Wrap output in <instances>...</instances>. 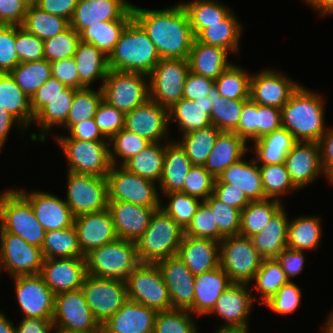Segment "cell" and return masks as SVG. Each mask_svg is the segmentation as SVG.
<instances>
[{"instance_id": "obj_13", "label": "cell", "mask_w": 333, "mask_h": 333, "mask_svg": "<svg viewBox=\"0 0 333 333\" xmlns=\"http://www.w3.org/2000/svg\"><path fill=\"white\" fill-rule=\"evenodd\" d=\"M189 71L188 59H161L149 75L150 99L170 110L183 98Z\"/></svg>"}, {"instance_id": "obj_14", "label": "cell", "mask_w": 333, "mask_h": 333, "mask_svg": "<svg viewBox=\"0 0 333 333\" xmlns=\"http://www.w3.org/2000/svg\"><path fill=\"white\" fill-rule=\"evenodd\" d=\"M67 199L74 217L108 208L106 177L67 171Z\"/></svg>"}, {"instance_id": "obj_20", "label": "cell", "mask_w": 333, "mask_h": 333, "mask_svg": "<svg viewBox=\"0 0 333 333\" xmlns=\"http://www.w3.org/2000/svg\"><path fill=\"white\" fill-rule=\"evenodd\" d=\"M168 289L171 309L188 310L194 300L195 276L178 257L170 256L156 263Z\"/></svg>"}, {"instance_id": "obj_55", "label": "cell", "mask_w": 333, "mask_h": 333, "mask_svg": "<svg viewBox=\"0 0 333 333\" xmlns=\"http://www.w3.org/2000/svg\"><path fill=\"white\" fill-rule=\"evenodd\" d=\"M264 195L268 199L280 202L283 194L297 189L292 184L284 163L276 165H259Z\"/></svg>"}, {"instance_id": "obj_18", "label": "cell", "mask_w": 333, "mask_h": 333, "mask_svg": "<svg viewBox=\"0 0 333 333\" xmlns=\"http://www.w3.org/2000/svg\"><path fill=\"white\" fill-rule=\"evenodd\" d=\"M169 124L168 110L148 99L125 114L124 128L150 143H158L168 139Z\"/></svg>"}, {"instance_id": "obj_27", "label": "cell", "mask_w": 333, "mask_h": 333, "mask_svg": "<svg viewBox=\"0 0 333 333\" xmlns=\"http://www.w3.org/2000/svg\"><path fill=\"white\" fill-rule=\"evenodd\" d=\"M132 5L127 0H78L70 26L80 34L94 23L120 20Z\"/></svg>"}, {"instance_id": "obj_50", "label": "cell", "mask_w": 333, "mask_h": 333, "mask_svg": "<svg viewBox=\"0 0 333 333\" xmlns=\"http://www.w3.org/2000/svg\"><path fill=\"white\" fill-rule=\"evenodd\" d=\"M209 93H212L213 100L210 113L212 125L220 131L233 132L238 126L242 108L247 100L221 97L215 85Z\"/></svg>"}, {"instance_id": "obj_32", "label": "cell", "mask_w": 333, "mask_h": 333, "mask_svg": "<svg viewBox=\"0 0 333 333\" xmlns=\"http://www.w3.org/2000/svg\"><path fill=\"white\" fill-rule=\"evenodd\" d=\"M249 161V162H248ZM246 161L241 159L230 165L215 180V183H228L231 187L241 189L250 201L266 199L262 187L259 164L253 157Z\"/></svg>"}, {"instance_id": "obj_11", "label": "cell", "mask_w": 333, "mask_h": 333, "mask_svg": "<svg viewBox=\"0 0 333 333\" xmlns=\"http://www.w3.org/2000/svg\"><path fill=\"white\" fill-rule=\"evenodd\" d=\"M56 140L66 156L68 172L98 177H106L109 173L112 166L109 141Z\"/></svg>"}, {"instance_id": "obj_65", "label": "cell", "mask_w": 333, "mask_h": 333, "mask_svg": "<svg viewBox=\"0 0 333 333\" xmlns=\"http://www.w3.org/2000/svg\"><path fill=\"white\" fill-rule=\"evenodd\" d=\"M301 289L292 281L283 285L266 304L269 309L277 314H290L295 312L301 303Z\"/></svg>"}, {"instance_id": "obj_5", "label": "cell", "mask_w": 333, "mask_h": 333, "mask_svg": "<svg viewBox=\"0 0 333 333\" xmlns=\"http://www.w3.org/2000/svg\"><path fill=\"white\" fill-rule=\"evenodd\" d=\"M84 258L88 275L124 281L140 264L136 242L124 239L92 249Z\"/></svg>"}, {"instance_id": "obj_47", "label": "cell", "mask_w": 333, "mask_h": 333, "mask_svg": "<svg viewBox=\"0 0 333 333\" xmlns=\"http://www.w3.org/2000/svg\"><path fill=\"white\" fill-rule=\"evenodd\" d=\"M181 4L188 14L195 37L210 25L220 23L231 12L226 5L214 0H192Z\"/></svg>"}, {"instance_id": "obj_62", "label": "cell", "mask_w": 333, "mask_h": 333, "mask_svg": "<svg viewBox=\"0 0 333 333\" xmlns=\"http://www.w3.org/2000/svg\"><path fill=\"white\" fill-rule=\"evenodd\" d=\"M15 46L20 63L44 60V41L15 25Z\"/></svg>"}, {"instance_id": "obj_49", "label": "cell", "mask_w": 333, "mask_h": 333, "mask_svg": "<svg viewBox=\"0 0 333 333\" xmlns=\"http://www.w3.org/2000/svg\"><path fill=\"white\" fill-rule=\"evenodd\" d=\"M22 27L45 41L67 30L70 27V21L61 16L49 14L34 5L27 8Z\"/></svg>"}, {"instance_id": "obj_22", "label": "cell", "mask_w": 333, "mask_h": 333, "mask_svg": "<svg viewBox=\"0 0 333 333\" xmlns=\"http://www.w3.org/2000/svg\"><path fill=\"white\" fill-rule=\"evenodd\" d=\"M284 164L294 187L299 190L312 184L318 175L326 173L321 165L318 142L298 141L288 152Z\"/></svg>"}, {"instance_id": "obj_9", "label": "cell", "mask_w": 333, "mask_h": 333, "mask_svg": "<svg viewBox=\"0 0 333 333\" xmlns=\"http://www.w3.org/2000/svg\"><path fill=\"white\" fill-rule=\"evenodd\" d=\"M52 322L55 333H101L81 288L55 295Z\"/></svg>"}, {"instance_id": "obj_71", "label": "cell", "mask_w": 333, "mask_h": 333, "mask_svg": "<svg viewBox=\"0 0 333 333\" xmlns=\"http://www.w3.org/2000/svg\"><path fill=\"white\" fill-rule=\"evenodd\" d=\"M214 85V80L189 71L184 84L183 98L193 101L202 99L208 96Z\"/></svg>"}, {"instance_id": "obj_61", "label": "cell", "mask_w": 333, "mask_h": 333, "mask_svg": "<svg viewBox=\"0 0 333 333\" xmlns=\"http://www.w3.org/2000/svg\"><path fill=\"white\" fill-rule=\"evenodd\" d=\"M184 235L216 242H221L224 239L218 231L210 207L204 201L201 202L190 224L184 230Z\"/></svg>"}, {"instance_id": "obj_29", "label": "cell", "mask_w": 333, "mask_h": 333, "mask_svg": "<svg viewBox=\"0 0 333 333\" xmlns=\"http://www.w3.org/2000/svg\"><path fill=\"white\" fill-rule=\"evenodd\" d=\"M177 255L196 276L220 266V242L184 235Z\"/></svg>"}, {"instance_id": "obj_1", "label": "cell", "mask_w": 333, "mask_h": 333, "mask_svg": "<svg viewBox=\"0 0 333 333\" xmlns=\"http://www.w3.org/2000/svg\"><path fill=\"white\" fill-rule=\"evenodd\" d=\"M132 14L155 45L161 59H188L195 36L182 4L160 10L132 5Z\"/></svg>"}, {"instance_id": "obj_72", "label": "cell", "mask_w": 333, "mask_h": 333, "mask_svg": "<svg viewBox=\"0 0 333 333\" xmlns=\"http://www.w3.org/2000/svg\"><path fill=\"white\" fill-rule=\"evenodd\" d=\"M213 195L223 203L242 211L251 201L241 189L231 187L228 183H215Z\"/></svg>"}, {"instance_id": "obj_79", "label": "cell", "mask_w": 333, "mask_h": 333, "mask_svg": "<svg viewBox=\"0 0 333 333\" xmlns=\"http://www.w3.org/2000/svg\"><path fill=\"white\" fill-rule=\"evenodd\" d=\"M16 124V125H15ZM18 126V128L24 131L25 129L20 123L12 117L4 108H0V151L8 139L9 132L12 126Z\"/></svg>"}, {"instance_id": "obj_48", "label": "cell", "mask_w": 333, "mask_h": 333, "mask_svg": "<svg viewBox=\"0 0 333 333\" xmlns=\"http://www.w3.org/2000/svg\"><path fill=\"white\" fill-rule=\"evenodd\" d=\"M220 132L211 125L182 135V140L176 142L185 151L193 166H204Z\"/></svg>"}, {"instance_id": "obj_8", "label": "cell", "mask_w": 333, "mask_h": 333, "mask_svg": "<svg viewBox=\"0 0 333 333\" xmlns=\"http://www.w3.org/2000/svg\"><path fill=\"white\" fill-rule=\"evenodd\" d=\"M108 202H128L139 206L161 207L155 182L128 171L122 165L111 166L106 175Z\"/></svg>"}, {"instance_id": "obj_2", "label": "cell", "mask_w": 333, "mask_h": 333, "mask_svg": "<svg viewBox=\"0 0 333 333\" xmlns=\"http://www.w3.org/2000/svg\"><path fill=\"white\" fill-rule=\"evenodd\" d=\"M323 103L322 96L300 85L281 108L282 128L297 141L319 142L327 131Z\"/></svg>"}, {"instance_id": "obj_36", "label": "cell", "mask_w": 333, "mask_h": 333, "mask_svg": "<svg viewBox=\"0 0 333 333\" xmlns=\"http://www.w3.org/2000/svg\"><path fill=\"white\" fill-rule=\"evenodd\" d=\"M193 164L177 142L166 143L159 188L163 194L183 190L184 180Z\"/></svg>"}, {"instance_id": "obj_54", "label": "cell", "mask_w": 333, "mask_h": 333, "mask_svg": "<svg viewBox=\"0 0 333 333\" xmlns=\"http://www.w3.org/2000/svg\"><path fill=\"white\" fill-rule=\"evenodd\" d=\"M102 99L101 87L97 91L91 87L78 89L73 97L70 112L63 127L69 130L74 124L94 118Z\"/></svg>"}, {"instance_id": "obj_44", "label": "cell", "mask_w": 333, "mask_h": 333, "mask_svg": "<svg viewBox=\"0 0 333 333\" xmlns=\"http://www.w3.org/2000/svg\"><path fill=\"white\" fill-rule=\"evenodd\" d=\"M44 259L84 258L73 226L46 231L41 246Z\"/></svg>"}, {"instance_id": "obj_42", "label": "cell", "mask_w": 333, "mask_h": 333, "mask_svg": "<svg viewBox=\"0 0 333 333\" xmlns=\"http://www.w3.org/2000/svg\"><path fill=\"white\" fill-rule=\"evenodd\" d=\"M132 19L131 8L120 20L94 23L80 33L81 41L93 44L109 56L119 41L121 33Z\"/></svg>"}, {"instance_id": "obj_7", "label": "cell", "mask_w": 333, "mask_h": 333, "mask_svg": "<svg viewBox=\"0 0 333 333\" xmlns=\"http://www.w3.org/2000/svg\"><path fill=\"white\" fill-rule=\"evenodd\" d=\"M100 87L103 100L124 114L150 99L149 76L142 73L109 69Z\"/></svg>"}, {"instance_id": "obj_80", "label": "cell", "mask_w": 333, "mask_h": 333, "mask_svg": "<svg viewBox=\"0 0 333 333\" xmlns=\"http://www.w3.org/2000/svg\"><path fill=\"white\" fill-rule=\"evenodd\" d=\"M314 10L323 15H333V0H305Z\"/></svg>"}, {"instance_id": "obj_69", "label": "cell", "mask_w": 333, "mask_h": 333, "mask_svg": "<svg viewBox=\"0 0 333 333\" xmlns=\"http://www.w3.org/2000/svg\"><path fill=\"white\" fill-rule=\"evenodd\" d=\"M52 77L57 78L67 87L86 88L79 80L77 66L73 57L51 62Z\"/></svg>"}, {"instance_id": "obj_26", "label": "cell", "mask_w": 333, "mask_h": 333, "mask_svg": "<svg viewBox=\"0 0 333 333\" xmlns=\"http://www.w3.org/2000/svg\"><path fill=\"white\" fill-rule=\"evenodd\" d=\"M118 239L137 242L160 207L139 206L128 202H108Z\"/></svg>"}, {"instance_id": "obj_19", "label": "cell", "mask_w": 333, "mask_h": 333, "mask_svg": "<svg viewBox=\"0 0 333 333\" xmlns=\"http://www.w3.org/2000/svg\"><path fill=\"white\" fill-rule=\"evenodd\" d=\"M288 76L265 69L251 76L250 99L256 104L281 109L300 86Z\"/></svg>"}, {"instance_id": "obj_74", "label": "cell", "mask_w": 333, "mask_h": 333, "mask_svg": "<svg viewBox=\"0 0 333 333\" xmlns=\"http://www.w3.org/2000/svg\"><path fill=\"white\" fill-rule=\"evenodd\" d=\"M68 136H55L56 139H79L83 141H109L100 132L95 119L91 118L78 124H74L69 130Z\"/></svg>"}, {"instance_id": "obj_46", "label": "cell", "mask_w": 333, "mask_h": 333, "mask_svg": "<svg viewBox=\"0 0 333 333\" xmlns=\"http://www.w3.org/2000/svg\"><path fill=\"white\" fill-rule=\"evenodd\" d=\"M282 206V202L275 199L251 201L241 211L239 235L250 238L261 232Z\"/></svg>"}, {"instance_id": "obj_41", "label": "cell", "mask_w": 333, "mask_h": 333, "mask_svg": "<svg viewBox=\"0 0 333 333\" xmlns=\"http://www.w3.org/2000/svg\"><path fill=\"white\" fill-rule=\"evenodd\" d=\"M232 11L220 22L203 29L195 39L198 42L224 48L234 54L239 53L242 24L236 20Z\"/></svg>"}, {"instance_id": "obj_15", "label": "cell", "mask_w": 333, "mask_h": 333, "mask_svg": "<svg viewBox=\"0 0 333 333\" xmlns=\"http://www.w3.org/2000/svg\"><path fill=\"white\" fill-rule=\"evenodd\" d=\"M81 289L94 318L102 325L128 300L126 282L88 275Z\"/></svg>"}, {"instance_id": "obj_58", "label": "cell", "mask_w": 333, "mask_h": 333, "mask_svg": "<svg viewBox=\"0 0 333 333\" xmlns=\"http://www.w3.org/2000/svg\"><path fill=\"white\" fill-rule=\"evenodd\" d=\"M192 317L188 310L183 309L159 311L153 333H199Z\"/></svg>"}, {"instance_id": "obj_59", "label": "cell", "mask_w": 333, "mask_h": 333, "mask_svg": "<svg viewBox=\"0 0 333 333\" xmlns=\"http://www.w3.org/2000/svg\"><path fill=\"white\" fill-rule=\"evenodd\" d=\"M204 202L210 207L218 231L224 238L239 235L241 222V211L239 209L223 203L213 194Z\"/></svg>"}, {"instance_id": "obj_12", "label": "cell", "mask_w": 333, "mask_h": 333, "mask_svg": "<svg viewBox=\"0 0 333 333\" xmlns=\"http://www.w3.org/2000/svg\"><path fill=\"white\" fill-rule=\"evenodd\" d=\"M125 282L129 300L157 312L171 309L168 289L157 264L140 263Z\"/></svg>"}, {"instance_id": "obj_78", "label": "cell", "mask_w": 333, "mask_h": 333, "mask_svg": "<svg viewBox=\"0 0 333 333\" xmlns=\"http://www.w3.org/2000/svg\"><path fill=\"white\" fill-rule=\"evenodd\" d=\"M18 324L15 327V333H50L52 330L54 331L52 319L23 318Z\"/></svg>"}, {"instance_id": "obj_33", "label": "cell", "mask_w": 333, "mask_h": 333, "mask_svg": "<svg viewBox=\"0 0 333 333\" xmlns=\"http://www.w3.org/2000/svg\"><path fill=\"white\" fill-rule=\"evenodd\" d=\"M248 151L247 142L235 132L221 131L204 168L215 178L230 165L240 161Z\"/></svg>"}, {"instance_id": "obj_68", "label": "cell", "mask_w": 333, "mask_h": 333, "mask_svg": "<svg viewBox=\"0 0 333 333\" xmlns=\"http://www.w3.org/2000/svg\"><path fill=\"white\" fill-rule=\"evenodd\" d=\"M67 86L57 78L50 77L30 98V106L35 116L51 99L63 95Z\"/></svg>"}, {"instance_id": "obj_3", "label": "cell", "mask_w": 333, "mask_h": 333, "mask_svg": "<svg viewBox=\"0 0 333 333\" xmlns=\"http://www.w3.org/2000/svg\"><path fill=\"white\" fill-rule=\"evenodd\" d=\"M161 60L143 28L132 19L108 56V67L121 72L150 75Z\"/></svg>"}, {"instance_id": "obj_63", "label": "cell", "mask_w": 333, "mask_h": 333, "mask_svg": "<svg viewBox=\"0 0 333 333\" xmlns=\"http://www.w3.org/2000/svg\"><path fill=\"white\" fill-rule=\"evenodd\" d=\"M215 180L204 166H192L185 177L181 192L204 201L213 194Z\"/></svg>"}, {"instance_id": "obj_6", "label": "cell", "mask_w": 333, "mask_h": 333, "mask_svg": "<svg viewBox=\"0 0 333 333\" xmlns=\"http://www.w3.org/2000/svg\"><path fill=\"white\" fill-rule=\"evenodd\" d=\"M0 227L39 248L44 242L46 231L31 204L16 189H8L0 195Z\"/></svg>"}, {"instance_id": "obj_37", "label": "cell", "mask_w": 333, "mask_h": 333, "mask_svg": "<svg viewBox=\"0 0 333 333\" xmlns=\"http://www.w3.org/2000/svg\"><path fill=\"white\" fill-rule=\"evenodd\" d=\"M78 89L73 87H67L63 91V95L57 96L50 100V102L44 106L35 116L33 123L36 122L41 128V132L31 133V141L44 142L46 139V133L53 129L52 127L56 124V127L63 126L68 118L73 97Z\"/></svg>"}, {"instance_id": "obj_34", "label": "cell", "mask_w": 333, "mask_h": 333, "mask_svg": "<svg viewBox=\"0 0 333 333\" xmlns=\"http://www.w3.org/2000/svg\"><path fill=\"white\" fill-rule=\"evenodd\" d=\"M229 53L224 48L194 39L188 56L189 70L215 81L232 64L227 58Z\"/></svg>"}, {"instance_id": "obj_73", "label": "cell", "mask_w": 333, "mask_h": 333, "mask_svg": "<svg viewBox=\"0 0 333 333\" xmlns=\"http://www.w3.org/2000/svg\"><path fill=\"white\" fill-rule=\"evenodd\" d=\"M27 8L20 0H0V25L22 26Z\"/></svg>"}, {"instance_id": "obj_25", "label": "cell", "mask_w": 333, "mask_h": 333, "mask_svg": "<svg viewBox=\"0 0 333 333\" xmlns=\"http://www.w3.org/2000/svg\"><path fill=\"white\" fill-rule=\"evenodd\" d=\"M39 275L55 295L80 289L87 276L85 258L44 259Z\"/></svg>"}, {"instance_id": "obj_4", "label": "cell", "mask_w": 333, "mask_h": 333, "mask_svg": "<svg viewBox=\"0 0 333 333\" xmlns=\"http://www.w3.org/2000/svg\"><path fill=\"white\" fill-rule=\"evenodd\" d=\"M184 230L162 209L156 210L151 221L136 242L140 263H152L177 255Z\"/></svg>"}, {"instance_id": "obj_67", "label": "cell", "mask_w": 333, "mask_h": 333, "mask_svg": "<svg viewBox=\"0 0 333 333\" xmlns=\"http://www.w3.org/2000/svg\"><path fill=\"white\" fill-rule=\"evenodd\" d=\"M258 104L248 99L242 108L237 128L233 131L246 142L257 140Z\"/></svg>"}, {"instance_id": "obj_39", "label": "cell", "mask_w": 333, "mask_h": 333, "mask_svg": "<svg viewBox=\"0 0 333 333\" xmlns=\"http://www.w3.org/2000/svg\"><path fill=\"white\" fill-rule=\"evenodd\" d=\"M80 82L86 87L96 80L102 84L108 74V56L98 50L93 44L80 41L73 56Z\"/></svg>"}, {"instance_id": "obj_28", "label": "cell", "mask_w": 333, "mask_h": 333, "mask_svg": "<svg viewBox=\"0 0 333 333\" xmlns=\"http://www.w3.org/2000/svg\"><path fill=\"white\" fill-rule=\"evenodd\" d=\"M157 311L127 300L101 325V333H153Z\"/></svg>"}, {"instance_id": "obj_66", "label": "cell", "mask_w": 333, "mask_h": 333, "mask_svg": "<svg viewBox=\"0 0 333 333\" xmlns=\"http://www.w3.org/2000/svg\"><path fill=\"white\" fill-rule=\"evenodd\" d=\"M19 63L15 25H0V73H10Z\"/></svg>"}, {"instance_id": "obj_16", "label": "cell", "mask_w": 333, "mask_h": 333, "mask_svg": "<svg viewBox=\"0 0 333 333\" xmlns=\"http://www.w3.org/2000/svg\"><path fill=\"white\" fill-rule=\"evenodd\" d=\"M0 241V273L4 269L11 278L40 273L44 261L41 248L28 244L18 235L5 232L1 227Z\"/></svg>"}, {"instance_id": "obj_24", "label": "cell", "mask_w": 333, "mask_h": 333, "mask_svg": "<svg viewBox=\"0 0 333 333\" xmlns=\"http://www.w3.org/2000/svg\"><path fill=\"white\" fill-rule=\"evenodd\" d=\"M79 247L85 255L90 250L118 239L109 209L74 217Z\"/></svg>"}, {"instance_id": "obj_53", "label": "cell", "mask_w": 333, "mask_h": 333, "mask_svg": "<svg viewBox=\"0 0 333 333\" xmlns=\"http://www.w3.org/2000/svg\"><path fill=\"white\" fill-rule=\"evenodd\" d=\"M251 76L252 74H248L245 69L232 63L214 82L221 97L248 100Z\"/></svg>"}, {"instance_id": "obj_17", "label": "cell", "mask_w": 333, "mask_h": 333, "mask_svg": "<svg viewBox=\"0 0 333 333\" xmlns=\"http://www.w3.org/2000/svg\"><path fill=\"white\" fill-rule=\"evenodd\" d=\"M13 280L23 318H53L55 294L39 274L16 276Z\"/></svg>"}, {"instance_id": "obj_45", "label": "cell", "mask_w": 333, "mask_h": 333, "mask_svg": "<svg viewBox=\"0 0 333 333\" xmlns=\"http://www.w3.org/2000/svg\"><path fill=\"white\" fill-rule=\"evenodd\" d=\"M165 150V142L150 143L144 150L132 156L122 166L142 178L159 183L163 171Z\"/></svg>"}, {"instance_id": "obj_64", "label": "cell", "mask_w": 333, "mask_h": 333, "mask_svg": "<svg viewBox=\"0 0 333 333\" xmlns=\"http://www.w3.org/2000/svg\"><path fill=\"white\" fill-rule=\"evenodd\" d=\"M94 119L103 136L110 140L124 128L125 114L102 99Z\"/></svg>"}, {"instance_id": "obj_31", "label": "cell", "mask_w": 333, "mask_h": 333, "mask_svg": "<svg viewBox=\"0 0 333 333\" xmlns=\"http://www.w3.org/2000/svg\"><path fill=\"white\" fill-rule=\"evenodd\" d=\"M212 103V93L194 101L182 98L168 110L169 122L178 123L182 135L207 128L212 125L210 119Z\"/></svg>"}, {"instance_id": "obj_30", "label": "cell", "mask_w": 333, "mask_h": 333, "mask_svg": "<svg viewBox=\"0 0 333 333\" xmlns=\"http://www.w3.org/2000/svg\"><path fill=\"white\" fill-rule=\"evenodd\" d=\"M232 284L233 282L220 266L214 270L196 275L193 305L188 311L196 316L208 314L221 294Z\"/></svg>"}, {"instance_id": "obj_60", "label": "cell", "mask_w": 333, "mask_h": 333, "mask_svg": "<svg viewBox=\"0 0 333 333\" xmlns=\"http://www.w3.org/2000/svg\"><path fill=\"white\" fill-rule=\"evenodd\" d=\"M80 41V34L70 26L64 32L44 41V58L49 63L71 58Z\"/></svg>"}, {"instance_id": "obj_57", "label": "cell", "mask_w": 333, "mask_h": 333, "mask_svg": "<svg viewBox=\"0 0 333 333\" xmlns=\"http://www.w3.org/2000/svg\"><path fill=\"white\" fill-rule=\"evenodd\" d=\"M162 195L169 198V203L166 204L167 206L161 204L160 209L185 230L190 224L192 217L196 214L202 200L181 191L165 193Z\"/></svg>"}, {"instance_id": "obj_35", "label": "cell", "mask_w": 333, "mask_h": 333, "mask_svg": "<svg viewBox=\"0 0 333 333\" xmlns=\"http://www.w3.org/2000/svg\"><path fill=\"white\" fill-rule=\"evenodd\" d=\"M285 207H281L270 219L268 225L251 238L253 246L263 259L276 258L287 248L289 218Z\"/></svg>"}, {"instance_id": "obj_40", "label": "cell", "mask_w": 333, "mask_h": 333, "mask_svg": "<svg viewBox=\"0 0 333 333\" xmlns=\"http://www.w3.org/2000/svg\"><path fill=\"white\" fill-rule=\"evenodd\" d=\"M297 142L290 132L280 128L254 141L252 150L256 153L258 164L276 165L284 163L288 152Z\"/></svg>"}, {"instance_id": "obj_52", "label": "cell", "mask_w": 333, "mask_h": 333, "mask_svg": "<svg viewBox=\"0 0 333 333\" xmlns=\"http://www.w3.org/2000/svg\"><path fill=\"white\" fill-rule=\"evenodd\" d=\"M253 280L256 284L253 288L257 290V295L261 296L262 301L259 302L261 305H264L283 285L289 282L276 258L262 259Z\"/></svg>"}, {"instance_id": "obj_51", "label": "cell", "mask_w": 333, "mask_h": 333, "mask_svg": "<svg viewBox=\"0 0 333 333\" xmlns=\"http://www.w3.org/2000/svg\"><path fill=\"white\" fill-rule=\"evenodd\" d=\"M10 75L17 86L29 97L52 76L51 64L46 60L19 63Z\"/></svg>"}, {"instance_id": "obj_77", "label": "cell", "mask_w": 333, "mask_h": 333, "mask_svg": "<svg viewBox=\"0 0 333 333\" xmlns=\"http://www.w3.org/2000/svg\"><path fill=\"white\" fill-rule=\"evenodd\" d=\"M78 0H37L36 6L43 11L70 21Z\"/></svg>"}, {"instance_id": "obj_10", "label": "cell", "mask_w": 333, "mask_h": 333, "mask_svg": "<svg viewBox=\"0 0 333 333\" xmlns=\"http://www.w3.org/2000/svg\"><path fill=\"white\" fill-rule=\"evenodd\" d=\"M262 259L249 237L228 236L220 242V267L233 283L250 284Z\"/></svg>"}, {"instance_id": "obj_56", "label": "cell", "mask_w": 333, "mask_h": 333, "mask_svg": "<svg viewBox=\"0 0 333 333\" xmlns=\"http://www.w3.org/2000/svg\"><path fill=\"white\" fill-rule=\"evenodd\" d=\"M109 143L113 145L109 149L111 164L114 166L123 165L132 156L137 155L150 144L145 138L125 128L115 134L109 140ZM118 157L122 159L120 162Z\"/></svg>"}, {"instance_id": "obj_70", "label": "cell", "mask_w": 333, "mask_h": 333, "mask_svg": "<svg viewBox=\"0 0 333 333\" xmlns=\"http://www.w3.org/2000/svg\"><path fill=\"white\" fill-rule=\"evenodd\" d=\"M282 128L281 109L258 104L257 139Z\"/></svg>"}, {"instance_id": "obj_75", "label": "cell", "mask_w": 333, "mask_h": 333, "mask_svg": "<svg viewBox=\"0 0 333 333\" xmlns=\"http://www.w3.org/2000/svg\"><path fill=\"white\" fill-rule=\"evenodd\" d=\"M276 259L281 264L282 270L289 281L302 271L305 262L304 251L293 250L288 247L282 250Z\"/></svg>"}, {"instance_id": "obj_76", "label": "cell", "mask_w": 333, "mask_h": 333, "mask_svg": "<svg viewBox=\"0 0 333 333\" xmlns=\"http://www.w3.org/2000/svg\"><path fill=\"white\" fill-rule=\"evenodd\" d=\"M318 143L321 165L326 173V179L333 184V127L324 133Z\"/></svg>"}, {"instance_id": "obj_21", "label": "cell", "mask_w": 333, "mask_h": 333, "mask_svg": "<svg viewBox=\"0 0 333 333\" xmlns=\"http://www.w3.org/2000/svg\"><path fill=\"white\" fill-rule=\"evenodd\" d=\"M247 285L233 283L221 294L213 309L208 313H215L224 321L221 327L248 330L249 314L256 297H252Z\"/></svg>"}, {"instance_id": "obj_23", "label": "cell", "mask_w": 333, "mask_h": 333, "mask_svg": "<svg viewBox=\"0 0 333 333\" xmlns=\"http://www.w3.org/2000/svg\"><path fill=\"white\" fill-rule=\"evenodd\" d=\"M16 190L31 204L37 220L45 231L74 225V216L65 200L44 191Z\"/></svg>"}, {"instance_id": "obj_38", "label": "cell", "mask_w": 333, "mask_h": 333, "mask_svg": "<svg viewBox=\"0 0 333 333\" xmlns=\"http://www.w3.org/2000/svg\"><path fill=\"white\" fill-rule=\"evenodd\" d=\"M0 108H4L24 129L33 123L30 98L17 86L10 73H0Z\"/></svg>"}, {"instance_id": "obj_43", "label": "cell", "mask_w": 333, "mask_h": 333, "mask_svg": "<svg viewBox=\"0 0 333 333\" xmlns=\"http://www.w3.org/2000/svg\"><path fill=\"white\" fill-rule=\"evenodd\" d=\"M316 216H300L290 221L287 233V247L293 250H314L320 245L322 223Z\"/></svg>"}]
</instances>
